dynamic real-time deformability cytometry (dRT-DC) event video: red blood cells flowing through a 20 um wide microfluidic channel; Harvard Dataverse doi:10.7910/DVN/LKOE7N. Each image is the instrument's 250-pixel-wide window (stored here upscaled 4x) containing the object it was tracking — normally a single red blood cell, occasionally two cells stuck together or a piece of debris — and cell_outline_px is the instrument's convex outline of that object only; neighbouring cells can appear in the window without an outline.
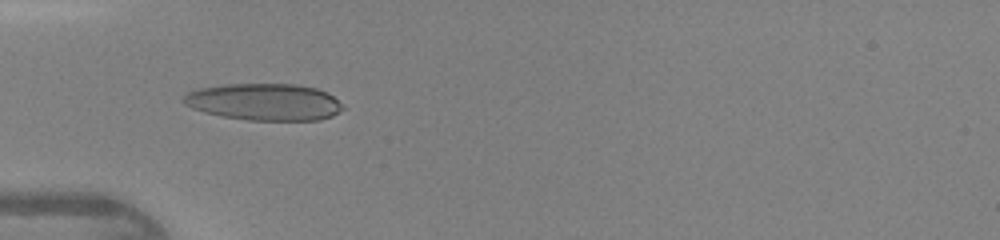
{"species": "human", "species_latin": "Homo sapiens", "temperature_condition": "warm", "stored_images_in_passage": 45, "camera_frame_rate_fps": 3000, "um_per_image_px": 0.085, "donor": {"sex": "female"}, "frame": {"image": 1, "passage_image": 15, "time_ms": 4.667, "image_size_px": [1000, 240], "cell_outline_px": [[344, 108], [332, 116], [320, 120], [248, 120], [224, 116], [204, 112], [192, 108], [184, 104], [180, 100], [188, 92], [200, 88], [224, 84], [296, 84], [316, 88], [328, 92], [344, 104]], "centroid_in_image_um": [22.49, 8.66], "position_along_channel_um": 62.5, "area_um2": 34.39}}
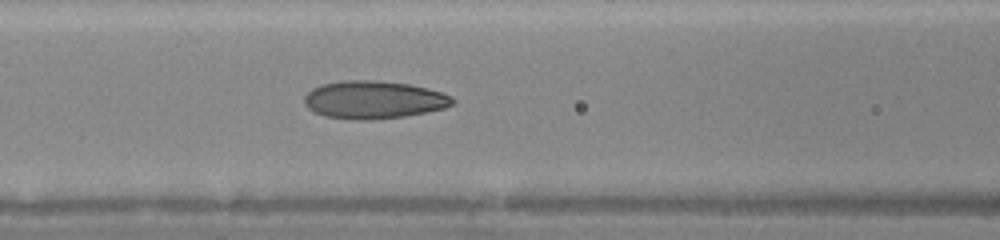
{"frame": {"image": 2, "passage_image": 20, "time_ms": 6.333, "image_size_px": [1000, 240], "cell_outline_px": [[456, 100], [452, 104], [444, 108], [404, 116], [372, 120], [352, 120], [324, 116], [308, 108], [304, 104], [304, 96], [312, 88], [320, 84], [344, 80], [376, 80], [408, 84], [428, 88], [452, 96]], "centroid_in_image_um": [31.74, 8.48], "position_along_channel_um": 134.9, "area_um2": 32.77}}
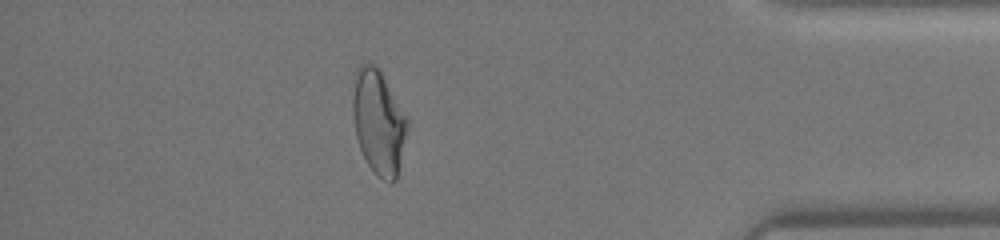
{"frame": {"image": 3, "passage_image": 40, "time_ms": 13.0, "image_size_px": [1000, 240], "cell_outline_px": [[408, 124], [396, 180], [392, 184], [376, 176], [368, 164], [360, 148], [356, 136], [352, 116], [352, 96], [356, 68], [360, 64], [368, 60], [380, 68], [408, 120]], "centroid_in_image_um": [32.15, 10.33], "position_along_channel_um": 403.1, "area_um2": 33.41}}